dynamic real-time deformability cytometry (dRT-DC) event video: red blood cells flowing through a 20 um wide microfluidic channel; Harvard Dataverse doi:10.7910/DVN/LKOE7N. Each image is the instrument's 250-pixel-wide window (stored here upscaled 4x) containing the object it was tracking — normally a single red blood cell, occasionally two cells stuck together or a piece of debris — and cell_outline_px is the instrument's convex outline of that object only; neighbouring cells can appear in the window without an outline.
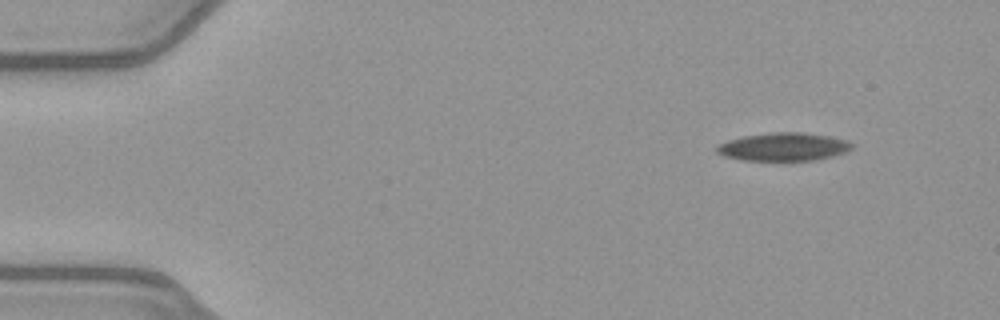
{"species": "common noctule bat (a hibernating species)", "species_latin": "Nyctalus noctula", "temperature_condition": "warm", "stored_images_in_passage": 48, "camera_frame_rate_fps": 3000, "um_per_image_px": 0.085, "animal": {"sex": "female", "body_mass_g": 21.9}, "frame": {"image": 1, "passage_image": 1, "time_ms": 0.0, "image_size_px": [1000, 320], "cell_outline_px": [[852, 148], [844, 152], [832, 156], [812, 160], [740, 160], [724, 156], [716, 152], [716, 144], [728, 140], [744, 136], [772, 132], [800, 132], [828, 136], [848, 140], [852, 144]], "centroid_in_image_um": [66.55, 12.47], "position_along_channel_um": 18.4, "area_um2": 22.02}}
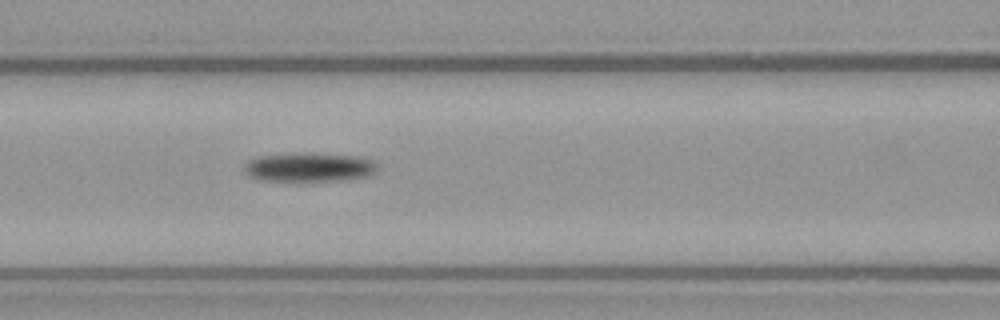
{"frame": {"image": 2, "passage_image": 18, "time_ms": 5.667, "image_size_px": [1000, 320], "cell_outline_px": [[380, 168], [376, 172], [368, 176], [348, 180], [260, 180], [248, 176], [244, 172], [244, 164], [248, 160], [260, 156], [296, 152], [312, 152], [364, 156], [376, 160]], "centroid_in_image_um": [26.37, 14.18], "position_along_channel_um": 140.2, "area_um2": 23.29}}
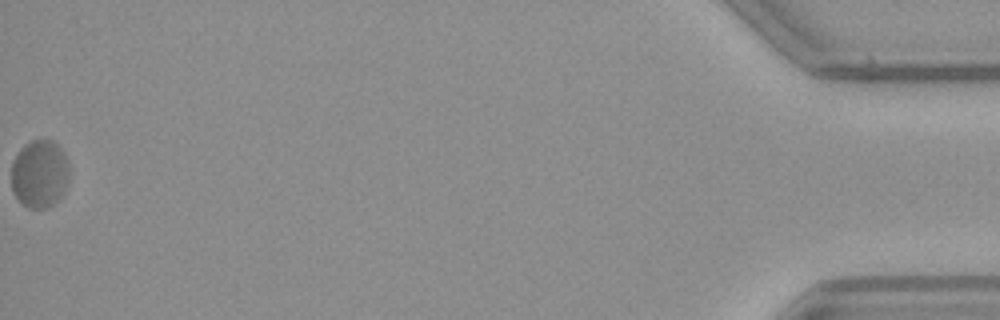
{"frame": {"image": 3, "passage_image": 48, "time_ms": 15.667, "image_size_px": [1000, 320], "cell_outline_px": [[68, 184], [64, 192], [48, 208], [28, 208], [12, 192], [12, 160], [20, 148], [24, 144], [32, 140], [52, 140], [64, 152], [68, 160]], "centroid_in_image_um": [3.37, 14.76], "position_along_channel_um": 431.8, "area_um2": 23.0}, "authors_computed_cell_mechanics": {"area_um2": 22.831, "velocity_mm_per_s": 3.9584, "shape_relaxation_time_tau1_ms": null, "shape_relaxation_time_tau2_ms": 9.2394, "deformation_change_tau1": null, "deformation_change_tau2": 0.1422}}